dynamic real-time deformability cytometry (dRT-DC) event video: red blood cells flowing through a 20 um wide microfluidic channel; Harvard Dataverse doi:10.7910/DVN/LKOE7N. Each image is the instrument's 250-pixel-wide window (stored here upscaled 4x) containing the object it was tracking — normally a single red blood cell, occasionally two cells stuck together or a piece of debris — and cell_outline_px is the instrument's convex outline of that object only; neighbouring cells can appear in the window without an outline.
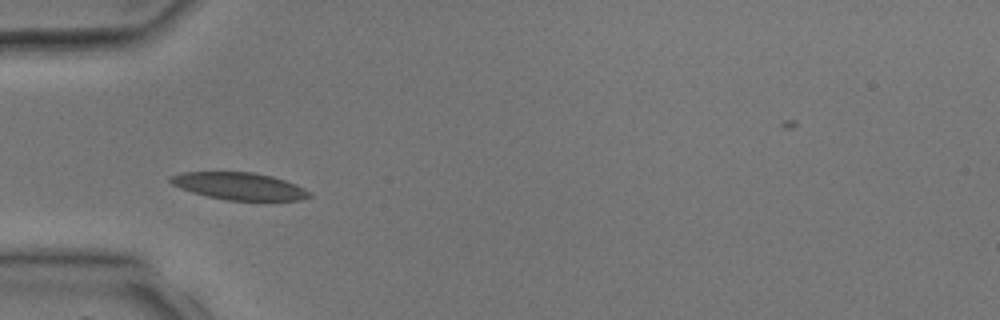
{"species": "common noctule bat (a hibernating species)", "species_latin": "Nyctalus noctula", "temperature_condition": "room temperature", "stored_images_in_passage": 4, "camera_frame_rate_fps": 3000, "um_per_image_px": 0.085, "animal": {"sex": "male", "body_mass_g": 17.9, "forearm_length_mm": 54.2}, "frame": {"image": 1, "passage_image": 3, "time_ms": 2.333, "image_size_px": [1000, 320], "cell_outline_px": [[312, 196], [300, 200], [228, 200], [208, 196], [192, 192], [180, 188], [172, 184], [168, 180], [168, 176], [184, 172], [252, 172], [272, 176], [296, 184], [312, 192]], "centroid_in_image_um": [20.34, 15.82], "position_along_channel_um": 64.7, "area_um2": 22.02}}